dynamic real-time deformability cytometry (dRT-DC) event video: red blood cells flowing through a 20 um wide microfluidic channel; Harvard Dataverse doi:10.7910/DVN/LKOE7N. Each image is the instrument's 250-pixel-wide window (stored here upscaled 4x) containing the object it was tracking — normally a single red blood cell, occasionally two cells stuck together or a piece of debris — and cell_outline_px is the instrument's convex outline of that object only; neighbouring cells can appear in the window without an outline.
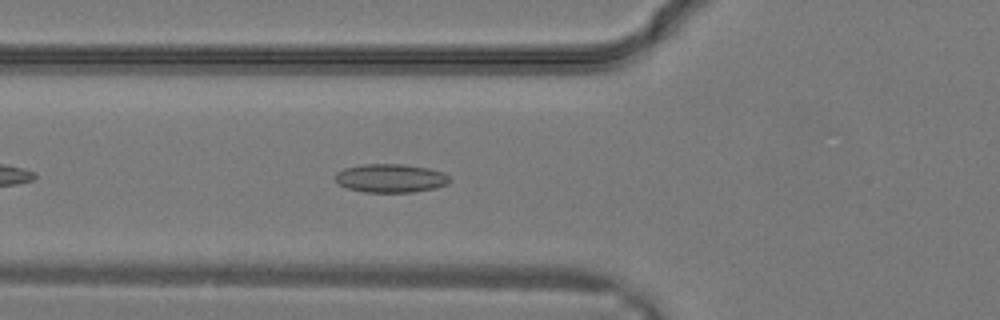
{"species": "common noctule bat (a hibernating species)", "species_latin": "Nyctalus noctula", "temperature_condition": "warm", "stored_images_in_passage": 31, "camera_frame_rate_fps": 3000, "um_per_image_px": 0.085, "animal": {"sex": "male", "body_mass_g": 19.2, "forearm_length_mm": 51.8}, "frame": {"image": 1, "passage_image": 11, "time_ms": 3.333, "image_size_px": [1000, 320], "cell_outline_px": [[452, 180], [448, 184], [436, 188], [412, 192], [364, 192], [348, 188], [340, 184], [332, 176], [336, 172], [344, 168], [364, 164], [404, 164], [428, 168], [444, 172]], "centroid_in_image_um": [33.21, 15.14], "position_along_channel_um": 92.6, "area_um2": 19.19}}
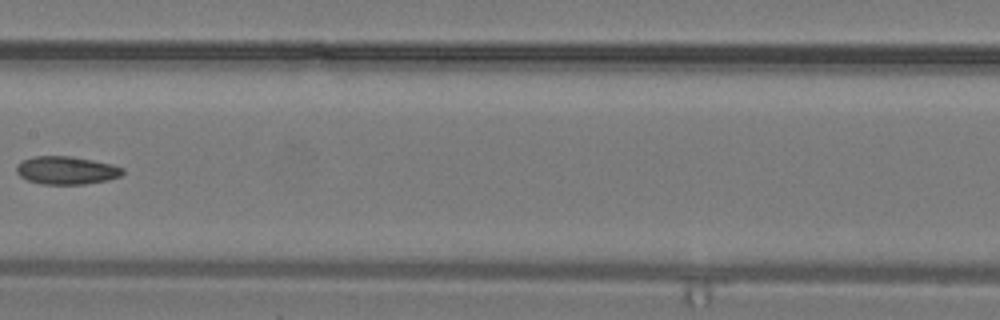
{"frame": {"image": 2, "passage_image": 16, "time_ms": 5.0, "image_size_px": [1000, 320], "cell_outline_px": [[124, 172], [120, 176], [108, 180], [84, 184], [40, 184], [28, 180], [20, 176], [16, 172], [16, 164], [32, 156], [72, 156], [112, 164], [124, 168]], "centroid_in_image_um": [5.64, 14.47], "position_along_channel_um": 201.8, "area_um2": 17.4}}
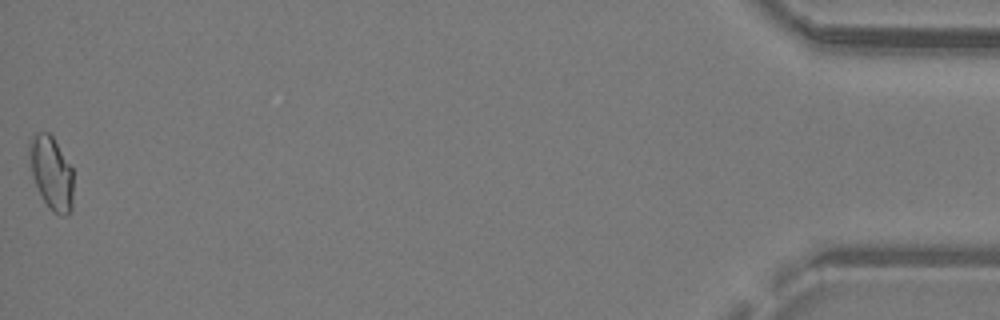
{"frame": {"image": 3, "passage_image": 31, "time_ms": 10.0, "image_size_px": [1000, 320], "cell_outline_px": [[72, 208], [64, 216], [60, 216], [52, 212], [48, 208], [32, 176], [28, 144], [32, 136], [36, 132], [48, 132], [52, 136], [72, 168]], "centroid_in_image_um": [4.36, 14.7], "position_along_channel_um": 430.8, "area_um2": 18.55}}